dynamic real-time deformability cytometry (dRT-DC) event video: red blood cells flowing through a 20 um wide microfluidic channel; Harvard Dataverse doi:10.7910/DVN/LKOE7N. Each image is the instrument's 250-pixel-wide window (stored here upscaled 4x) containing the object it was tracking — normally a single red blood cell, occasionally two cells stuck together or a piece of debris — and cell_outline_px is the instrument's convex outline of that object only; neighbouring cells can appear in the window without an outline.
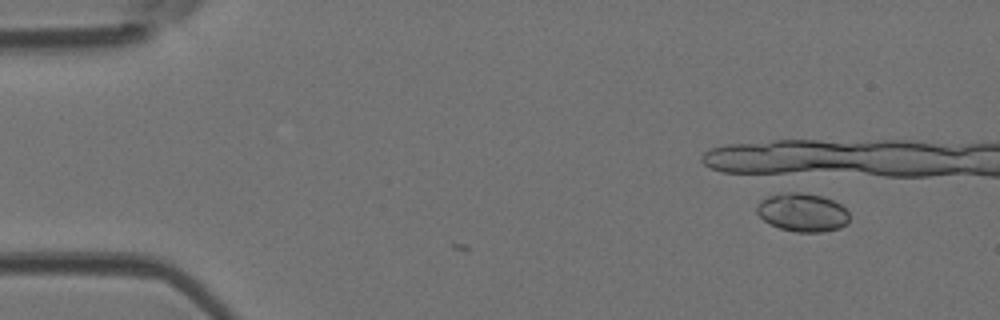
{"species": "Egyptian fruit bat (a non-hibernating species)", "species_latin": "Rousettus aegyptiacus", "temperature_condition": "room temperature", "stored_images_in_passage": 2, "camera_frame_rate_fps": 3000, "um_per_image_px": 0.085, "animal": {"sex": "female"}, "frame": {"image": 1, "passage_image": 2, "time_ms": 0.333, "image_size_px": [1000, 320], "cell_outline_px": [[848, 220], [840, 228], [820, 232], [796, 232], [780, 228], [764, 220], [756, 212], [756, 204], [760, 200], [768, 196], [784, 192], [800, 192], [824, 196], [840, 204], [848, 212]], "centroid_in_image_um": [68.18, 18.04], "position_along_channel_um": 16.8, "area_um2": 20.69}}